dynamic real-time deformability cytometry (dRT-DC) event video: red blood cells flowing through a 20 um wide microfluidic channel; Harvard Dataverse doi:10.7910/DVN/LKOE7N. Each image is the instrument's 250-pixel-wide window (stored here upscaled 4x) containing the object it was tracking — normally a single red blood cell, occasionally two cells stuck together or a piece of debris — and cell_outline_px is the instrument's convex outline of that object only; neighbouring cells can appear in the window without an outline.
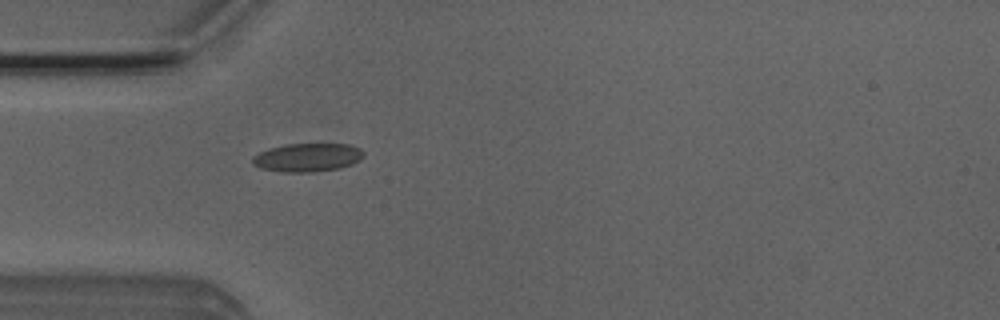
{"species": "Egyptian fruit bat (a non-hibernating species)", "species_latin": "Rousettus aegyptiacus", "temperature_condition": "room temperature", "stored_images_in_passage": 38, "camera_frame_rate_fps": 3000, "um_per_image_px": 0.085, "animal": {"sex": "male"}, "frame": {"image": 1, "passage_image": 7, "time_ms": 2.0, "image_size_px": [1000, 320], "cell_outline_px": [[364, 156], [360, 160], [352, 164], [340, 168], [312, 172], [284, 172], [260, 168], [252, 164], [252, 156], [268, 148], [284, 144], [348, 144], [360, 148], [364, 152]], "centroid_in_image_um": [26.13, 13.38], "position_along_channel_um": 58.9, "area_um2": 18.55}}
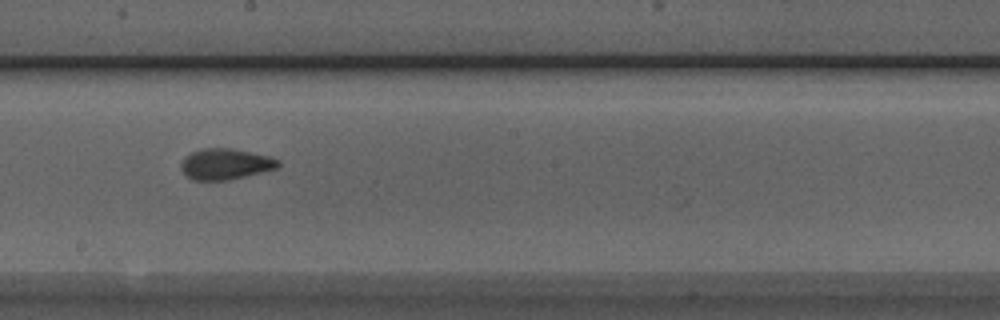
{"frame": {"image": 2, "passage_image": 20, "time_ms": 6.333, "image_size_px": [1000, 320], "cell_outline_px": [[280, 164], [276, 168], [228, 180], [192, 180], [180, 168], [180, 164], [184, 156], [192, 152], [204, 148], [232, 148], [268, 156], [280, 160]], "centroid_in_image_um": [19.13, 13.93], "position_along_channel_um": 229.1, "area_um2": 17.34}}
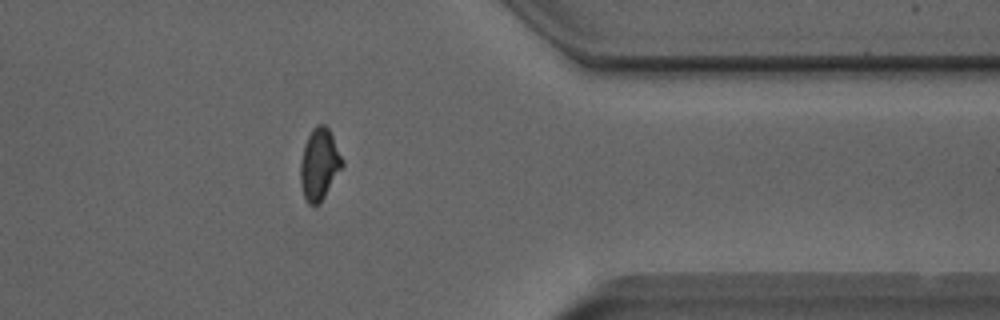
{"frame": {"image": 3, "passage_image": 33, "time_ms": 10.667, "image_size_px": [1000, 320], "cell_outline_px": [[344, 164], [320, 204], [308, 204], [304, 196], [300, 184], [300, 164], [304, 144], [312, 128], [316, 124], [324, 124], [328, 128], [344, 160]], "centroid_in_image_um": [27.14, 13.96], "position_along_channel_um": 384.3, "area_um2": 17.46}, "authors_computed_cell_mechanics": {"area_um2": 17.3978, "velocity_mm_per_s": 3.9697, "shape_relaxation_time_tau1_ms": 5.3981, "shape_relaxation_time_tau2_ms": null, "deformation_change_tau1": 0.114, "deformation_change_tau2": null}}